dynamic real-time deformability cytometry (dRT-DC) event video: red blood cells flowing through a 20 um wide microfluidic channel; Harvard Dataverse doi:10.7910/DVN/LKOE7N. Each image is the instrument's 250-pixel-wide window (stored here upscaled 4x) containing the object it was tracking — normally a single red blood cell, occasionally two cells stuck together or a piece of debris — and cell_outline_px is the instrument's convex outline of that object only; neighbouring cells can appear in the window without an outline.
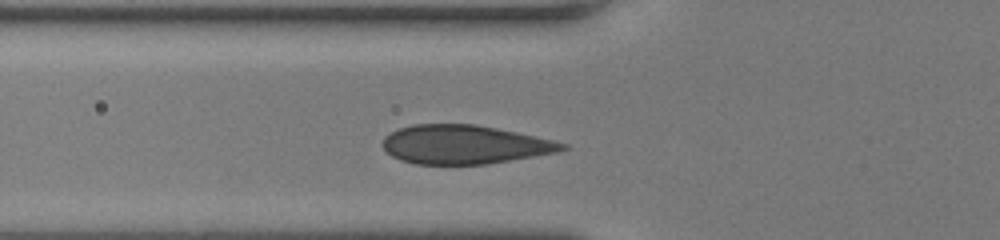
{"species": "human", "species_latin": "Homo sapiens", "temperature_condition": "room temperature", "stored_images_in_passage": 36, "segment_of_instrument_passage": [2, 2], "camera_frame_rate_fps": 3000, "um_per_image_px": 0.085, "donor": {"sex": "female"}, "frame": {"image": 1, "passage_image": 12, "time_ms": 3.667, "image_size_px": [1000, 240], "cell_outline_px": [[568, 148], [560, 152], [536, 156], [484, 164], [416, 164], [400, 160], [392, 156], [380, 144], [384, 136], [400, 128], [412, 124], [476, 124], [516, 132], [552, 140], [568, 144]], "centroid_in_image_um": [39.47, 12.28], "position_along_channel_um": 86.3, "area_um2": 40.58}}
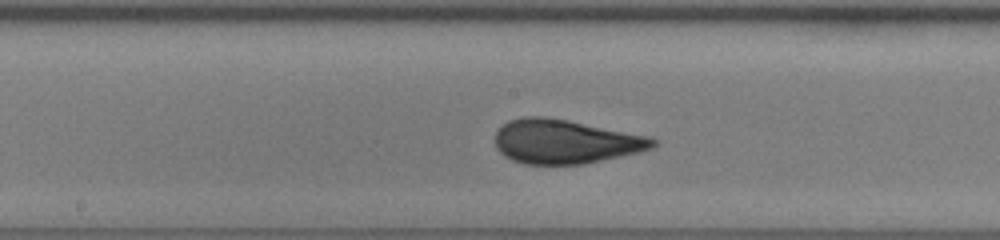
{"frame": {"image": 2, "passage_image": 20, "time_ms": 6.333, "image_size_px": [1000, 240], "cell_outline_px": [[660, 144], [652, 148], [640, 152], [584, 164], [524, 164], [512, 160], [504, 156], [496, 148], [496, 132], [508, 120], [524, 116], [544, 116], [568, 120], [652, 136]], "centroid_in_image_um": [48.09, 12.03], "position_along_channel_um": 200.1, "area_um2": 40.86}}
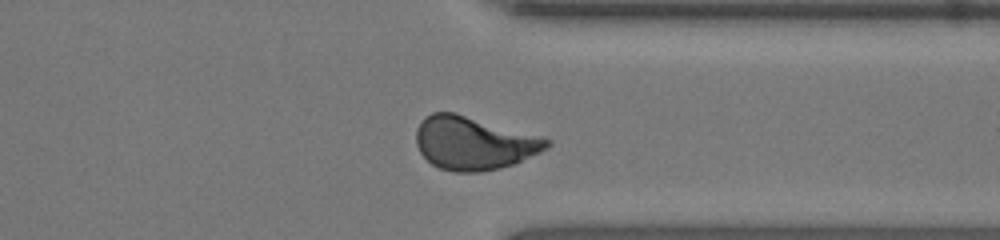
{"frame": {"image": 3, "passage_image": 32, "time_ms": 10.333, "image_size_px": [1000, 240], "cell_outline_px": [[552, 144], [548, 148], [516, 164], [500, 168], [480, 172], [456, 172], [440, 168], [432, 164], [420, 152], [416, 144], [416, 128], [432, 112], [456, 112], [544, 136], [552, 140]], "centroid_in_image_um": [40.34, 12.16], "position_along_channel_um": 371.1, "area_um2": 40.98}}